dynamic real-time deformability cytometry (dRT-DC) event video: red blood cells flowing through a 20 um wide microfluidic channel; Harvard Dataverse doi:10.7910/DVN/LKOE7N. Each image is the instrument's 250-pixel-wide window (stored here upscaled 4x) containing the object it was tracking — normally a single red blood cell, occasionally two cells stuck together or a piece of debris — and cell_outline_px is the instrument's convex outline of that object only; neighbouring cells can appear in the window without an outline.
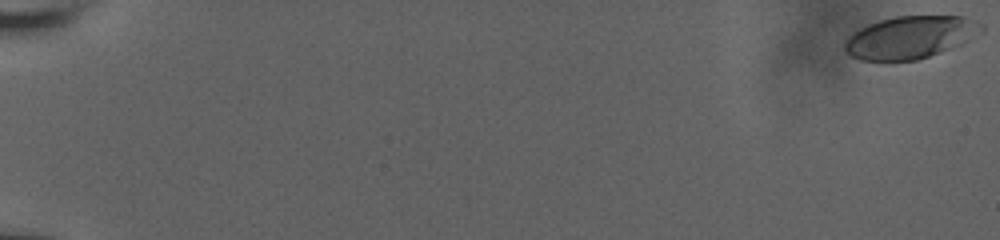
{"species": "human", "species_latin": "Homo sapiens", "temperature_condition": "room temperature", "stored_images_in_passage": 32, "camera_frame_rate_fps": 3000, "um_per_image_px": 0.085, "donor": {"sex": "male"}, "frame": {"image": 1, "passage_image": 1, "time_ms": 0.0, "image_size_px": [1000, 240], "cell_outline_px": [[964, 40], [960, 44], [952, 48], [916, 60], [860, 60], [852, 56], [844, 48], [844, 40], [848, 36], [860, 28], [868, 24], [880, 20], [896, 16], [964, 16]], "centroid_in_image_um": [76.99, 3.21], "position_along_channel_um": 8.0, "area_um2": 31.33}}
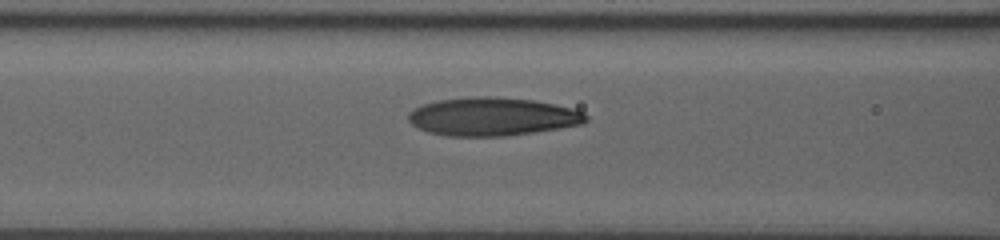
{"frame": {"image": 2, "passage_image": 28, "time_ms": 9.0, "image_size_px": [1000, 240], "cell_outline_px": [[588, 120], [584, 124], [560, 128], [504, 136], [448, 136], [428, 132], [416, 128], [408, 120], [408, 112], [424, 104], [440, 100], [468, 96], [488, 96], [532, 100], [572, 108], [584, 112], [588, 116]], "centroid_in_image_um": [41.85, 9.91], "position_along_channel_um": 124.8, "area_um2": 39.59}}
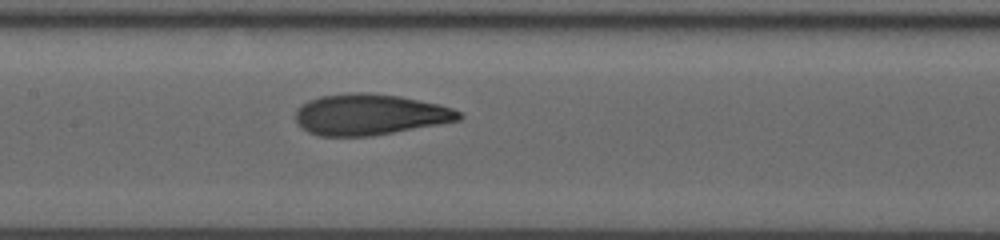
{"frame": {"image": 3, "passage_image": 32, "time_ms": 10.333, "image_size_px": [1000, 240], "cell_outline_px": [[464, 116], [460, 120], [392, 132], [368, 136], [320, 136], [308, 132], [300, 128], [296, 120], [296, 108], [300, 104], [308, 100], [320, 96], [348, 92], [368, 92], [400, 96], [440, 104], [452, 108], [460, 112]], "centroid_in_image_um": [31.39, 9.72], "position_along_channel_um": 176.0, "area_um2": 39.19}}